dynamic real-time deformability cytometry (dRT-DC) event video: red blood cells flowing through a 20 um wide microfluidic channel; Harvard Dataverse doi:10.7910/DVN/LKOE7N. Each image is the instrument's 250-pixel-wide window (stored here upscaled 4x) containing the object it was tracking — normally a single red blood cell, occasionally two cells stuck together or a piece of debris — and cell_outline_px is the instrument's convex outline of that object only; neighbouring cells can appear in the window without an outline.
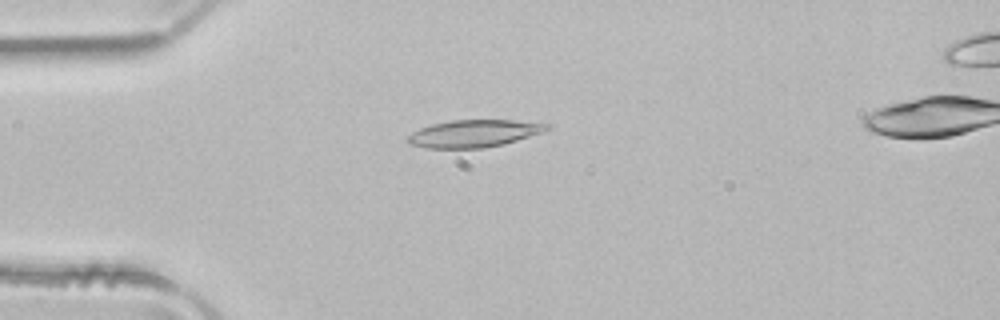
{"species": "common noctule bat (a hibernating species)", "species_latin": "Nyctalus noctula", "temperature_condition": "room temperature", "stored_images_in_passage": 40, "camera_frame_rate_fps": 3000, "um_per_image_px": 0.085, "animal": {"sex": "male", "body_mass_g": 21.5, "forearm_length_mm": 52.0}, "frame": {"image": 1, "passage_image": 2, "time_ms": 0.333, "image_size_px": [1000, 320], "cell_outline_px": [[548, 128], [540, 132], [504, 144], [484, 148], [428, 148], [408, 144], [404, 140], [412, 132], [420, 128], [432, 124], [452, 120], [512, 120], [548, 124]], "centroid_in_image_um": [40.18, 11.35], "position_along_channel_um": 44.8, "area_um2": 21.91}}
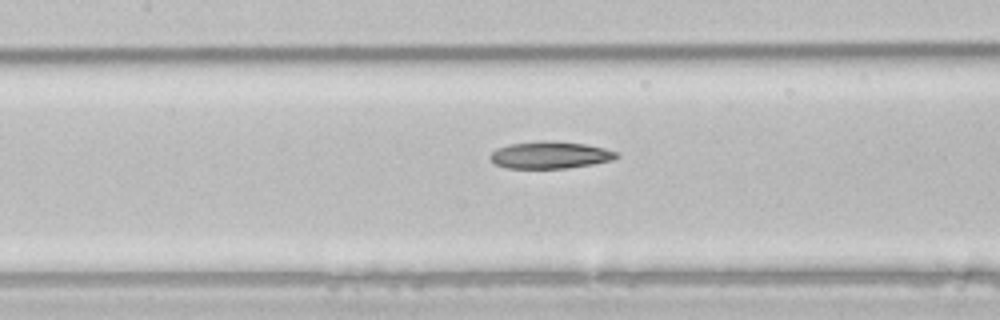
{"frame": {"image": 2, "passage_image": 12, "time_ms": 3.667, "image_size_px": [1000, 320], "cell_outline_px": [[620, 156], [612, 160], [592, 164], [568, 168], [508, 168], [496, 164], [488, 156], [496, 148], [508, 144], [540, 140], [548, 140], [588, 144], [604, 148], [616, 152]], "centroid_in_image_um": [46.75, 13.16], "position_along_channel_um": 160.6, "area_um2": 20.06}}
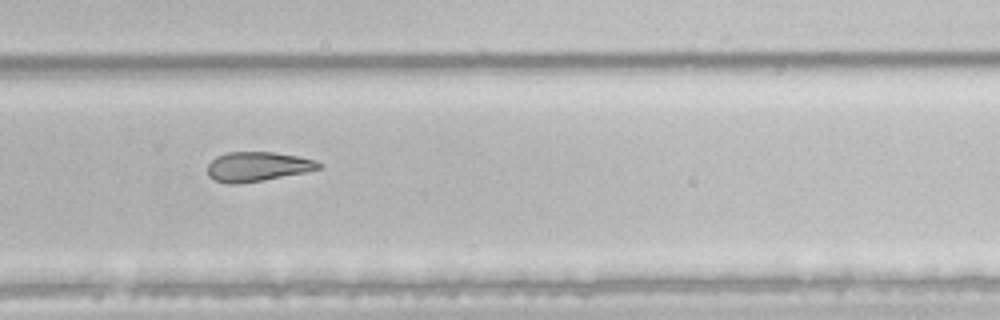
{"frame": {"image": 3, "passage_image": 23, "time_ms": 7.333, "image_size_px": [1000, 320], "cell_outline_px": [[324, 164], [320, 168], [304, 172], [264, 180], [236, 184], [228, 184], [212, 180], [208, 176], [208, 164], [216, 156], [228, 152], [272, 152], [296, 156], [316, 160]], "centroid_in_image_um": [21.86, 14.16], "position_along_channel_um": 307.9, "area_um2": 19.13}, "authors_computed_cell_mechanics": {"area_um2": 20.8947, "velocity_mm_per_s": 4.0305, "shape_relaxation_time_tau1_ms": 10.0846, "shape_relaxation_time_tau2_ms": 9.4014, "deformation_change_tau1": 0.192, "deformation_change_tau2": 0.2115}}